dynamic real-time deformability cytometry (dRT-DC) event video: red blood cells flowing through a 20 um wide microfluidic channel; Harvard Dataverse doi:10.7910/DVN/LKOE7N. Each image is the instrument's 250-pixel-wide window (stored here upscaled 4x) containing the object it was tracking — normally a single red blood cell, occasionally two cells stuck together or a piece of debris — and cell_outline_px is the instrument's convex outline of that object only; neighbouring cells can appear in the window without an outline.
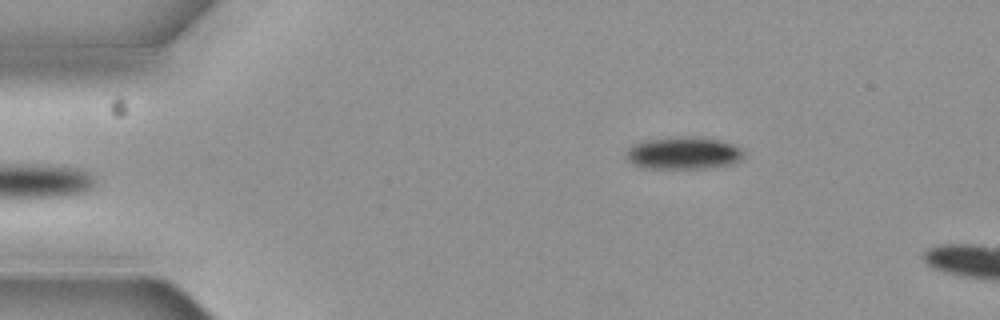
{"species": "common noctule bat (a hibernating species)", "species_latin": "Nyctalus noctula", "temperature_condition": "cold", "stored_images_in_passage": 5, "camera_frame_rate_fps": 3000, "um_per_image_px": 0.085, "animal": {"sex": "female", "body_mass_g": 19.3, "forearm_length_mm": 54.1}, "frame": {"image": 1, "passage_image": 5, "time_ms": 1.333, "image_size_px": [1000, 320], "cell_outline_px": [[744, 156], [736, 164], [708, 168], [644, 168], [632, 164], [628, 160], [628, 148], [632, 144], [644, 140], [684, 136], [688, 136], [720, 140], [732, 144], [740, 148], [744, 152]], "centroid_in_image_um": [58.12, 13.02], "position_along_channel_um": 26.9, "area_um2": 22.25}}